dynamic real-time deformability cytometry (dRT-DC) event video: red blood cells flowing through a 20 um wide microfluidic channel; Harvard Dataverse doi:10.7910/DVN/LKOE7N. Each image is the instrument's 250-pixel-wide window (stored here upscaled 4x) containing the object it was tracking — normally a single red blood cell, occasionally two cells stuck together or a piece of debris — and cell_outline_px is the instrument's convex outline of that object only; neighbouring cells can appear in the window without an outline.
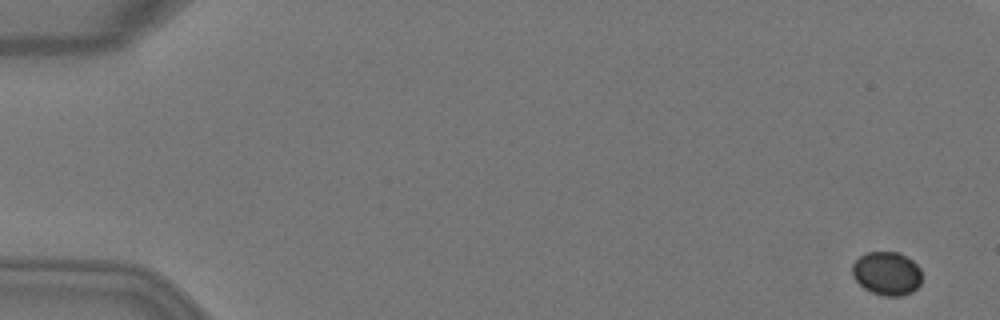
{"species": "Egyptian fruit bat (a non-hibernating species)", "species_latin": "Rousettus aegyptiacus", "temperature_condition": "warm", "stored_images_in_passage": 5, "camera_frame_rate_fps": 3000, "um_per_image_px": 0.085, "animal": {"sex": "female"}, "frame": {"image": 1, "passage_image": 1, "time_ms": 0.0, "image_size_px": [1000, 320], "cell_outline_px": [[920, 284], [912, 292], [900, 296], [884, 296], [872, 292], [864, 288], [852, 276], [852, 264], [860, 256], [868, 252], [900, 252], [912, 260], [920, 268]], "centroid_in_image_um": [75.37, 23.24], "position_along_channel_um": 9.6, "area_um2": 17.63}}